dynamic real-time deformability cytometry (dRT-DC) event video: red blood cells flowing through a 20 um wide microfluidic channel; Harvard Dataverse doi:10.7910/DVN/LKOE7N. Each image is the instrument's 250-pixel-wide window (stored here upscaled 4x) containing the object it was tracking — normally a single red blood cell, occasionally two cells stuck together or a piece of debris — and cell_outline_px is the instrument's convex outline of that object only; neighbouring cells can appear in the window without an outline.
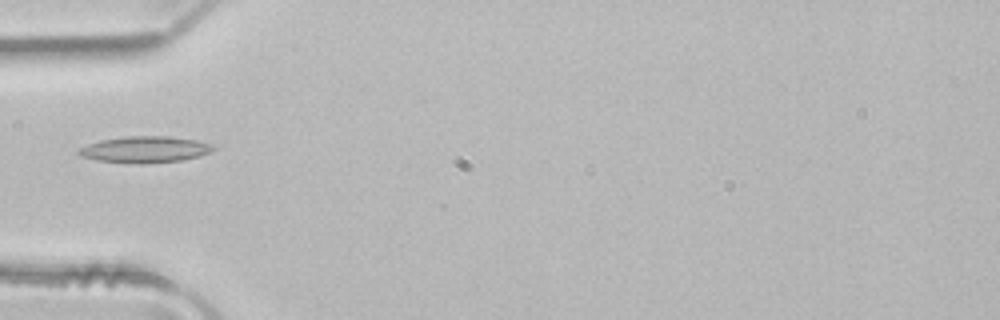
{"species": "common noctule bat (a hibernating species)", "species_latin": "Nyctalus noctula", "temperature_condition": "room temperature", "stored_images_in_passage": 5, "camera_frame_rate_fps": 3000, "um_per_image_px": 0.085, "animal": {"sex": "male", "body_mass_g": 21.5, "forearm_length_mm": 52.0}, "frame": {"image": 1, "passage_image": 5, "time_ms": 1.333, "image_size_px": [1000, 320], "cell_outline_px": [[216, 148], [212, 152], [200, 156], [180, 160], [144, 164], [128, 164], [96, 160], [80, 156], [76, 152], [80, 148], [88, 144], [100, 140], [124, 136], [168, 136], [196, 140], [212, 144]], "centroid_in_image_um": [12.31, 12.71], "position_along_channel_um": 72.7, "area_um2": 20.98}}